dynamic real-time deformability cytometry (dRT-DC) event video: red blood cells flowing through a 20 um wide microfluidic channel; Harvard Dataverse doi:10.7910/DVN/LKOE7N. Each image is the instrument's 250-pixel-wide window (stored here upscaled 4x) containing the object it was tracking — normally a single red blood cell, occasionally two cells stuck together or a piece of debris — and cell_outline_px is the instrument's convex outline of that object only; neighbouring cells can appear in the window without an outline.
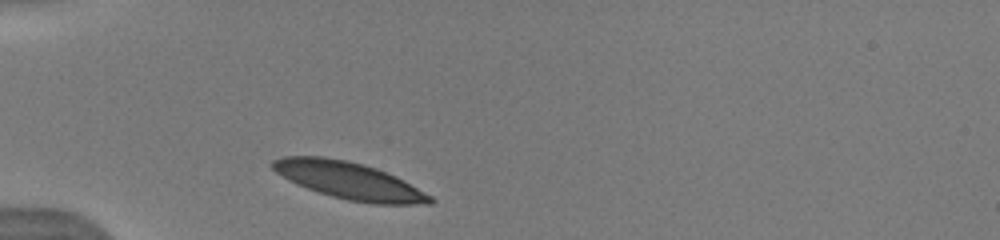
{"species": "human", "species_latin": "Homo sapiens", "temperature_condition": "warm", "stored_images_in_passage": 28, "camera_frame_rate_fps": 3000, "um_per_image_px": 0.085, "donor": {"sex": "male"}, "frame": {"image": 1, "passage_image": 1, "time_ms": 0.0, "image_size_px": [1000, 240], "cell_outline_px": [[436, 200], [432, 204], [372, 204], [348, 200], [332, 196], [296, 184], [288, 180], [276, 172], [272, 168], [272, 160], [284, 156], [324, 156], [348, 160], [364, 164], [376, 168], [396, 176], [404, 180], [432, 196]], "centroid_in_image_um": [29.7, 15.34], "position_along_channel_um": 55.3, "area_um2": 34.1}}
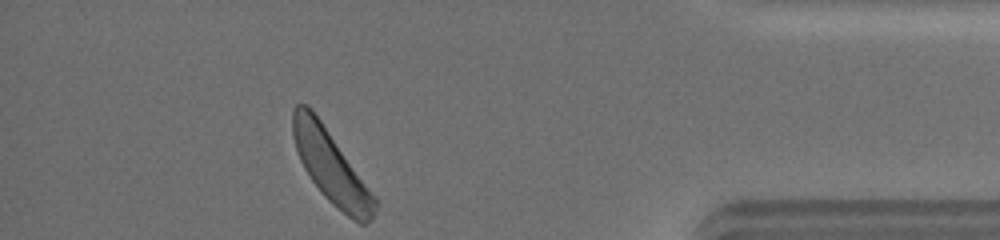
{"frame": {"image": 2, "passage_image": 28, "time_ms": 10.333, "image_size_px": [1000, 240], "cell_outline_px": [[376, 204], [372, 216], [368, 224], [360, 224], [352, 220], [332, 204], [324, 196], [312, 180], [304, 168], [300, 160], [296, 148], [292, 132], [292, 112], [296, 104], [308, 104], [312, 108], [376, 200]], "centroid_in_image_um": [28.08, 14.16], "position_along_channel_um": 407.1, "area_um2": 33.58}, "authors_computed_cell_mechanics": {"area_um2": 33.7552, "velocity_mm_per_s": 3.8919, "shape_relaxation_time_tau1_ms": 1.4835, "shape_relaxation_time_tau2_ms": null, "deformation_change_tau1": 0.1096, "deformation_change_tau2": null}}